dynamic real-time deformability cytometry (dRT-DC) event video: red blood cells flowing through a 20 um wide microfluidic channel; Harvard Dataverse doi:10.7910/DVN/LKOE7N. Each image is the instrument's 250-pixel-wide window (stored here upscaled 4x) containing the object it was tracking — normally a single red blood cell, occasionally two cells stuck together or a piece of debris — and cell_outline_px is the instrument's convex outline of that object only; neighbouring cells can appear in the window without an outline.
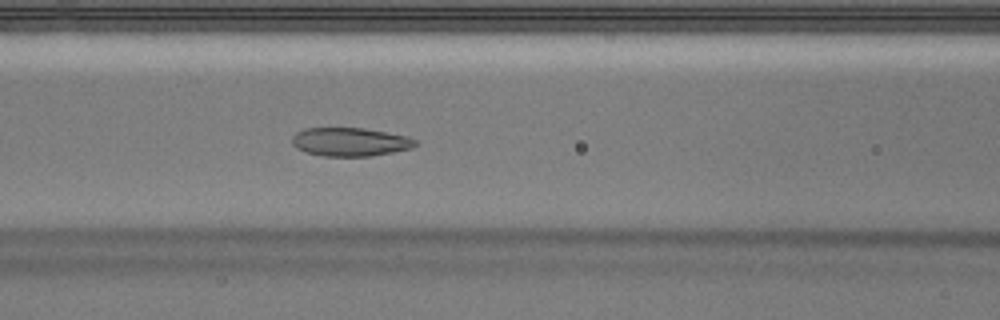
{"species": "Egyptian fruit bat (a non-hibernating species)", "species_latin": "Rousettus aegyptiacus", "temperature_condition": "warm", "stored_images_in_passage": 50, "camera_frame_rate_fps": 3000, "um_per_image_px": 0.085, "animal": {"sex": "male"}, "frame": {"image": 1, "passage_image": 21, "time_ms": 6.667, "image_size_px": [1000, 320], "cell_outline_px": [[420, 144], [412, 148], [372, 156], [324, 156], [308, 152], [296, 148], [292, 144], [292, 136], [296, 132], [304, 128], [364, 128], [408, 136], [416, 140]], "centroid_in_image_um": [29.78, 12.05], "position_along_channel_um": 136.8, "area_um2": 20.58}}
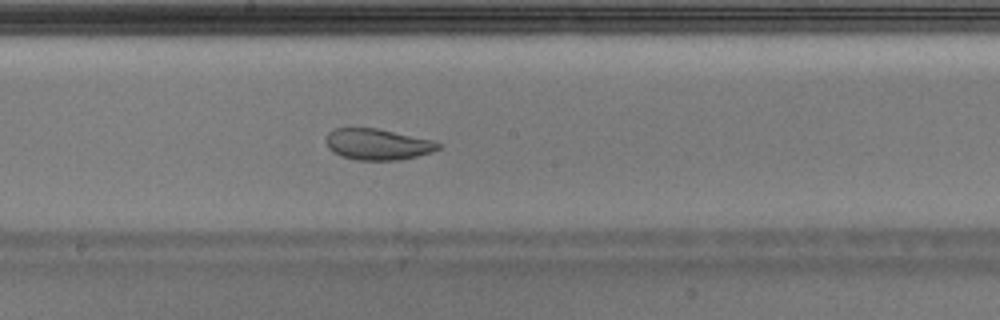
{"frame": {"image": 2, "passage_image": 27, "time_ms": 8.667, "image_size_px": [1000, 320], "cell_outline_px": [[440, 148], [432, 152], [400, 160], [356, 160], [340, 156], [332, 152], [328, 148], [324, 140], [328, 132], [336, 128], [376, 128], [432, 140], [440, 144]], "centroid_in_image_um": [32.04, 12.27], "position_along_channel_um": 216.2, "area_um2": 20.4}}
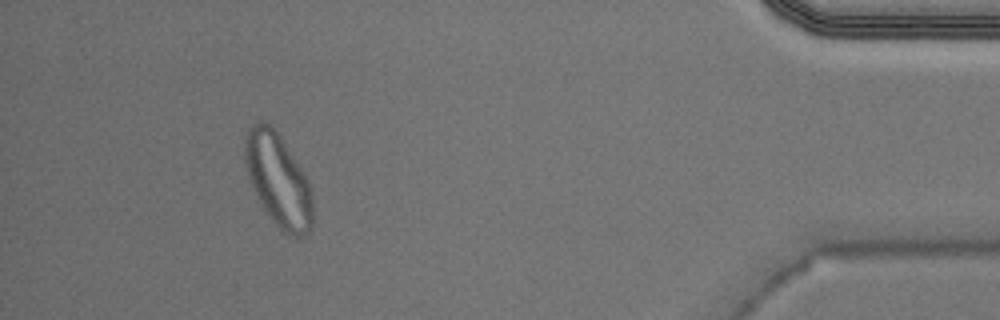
{"frame": {"image": 3, "passage_image": 46, "time_ms": 15.0, "image_size_px": [1000, 320], "cell_outline_px": [[312, 228], [304, 236], [296, 236], [284, 232], [272, 220], [260, 204], [248, 176], [244, 160], [244, 140], [248, 128], [256, 120], [268, 124], [280, 136], [300, 168], [308, 184], [312, 196]], "centroid_in_image_um": [23.61, 15.3], "position_along_channel_um": 411.6, "area_um2": 36.13}}